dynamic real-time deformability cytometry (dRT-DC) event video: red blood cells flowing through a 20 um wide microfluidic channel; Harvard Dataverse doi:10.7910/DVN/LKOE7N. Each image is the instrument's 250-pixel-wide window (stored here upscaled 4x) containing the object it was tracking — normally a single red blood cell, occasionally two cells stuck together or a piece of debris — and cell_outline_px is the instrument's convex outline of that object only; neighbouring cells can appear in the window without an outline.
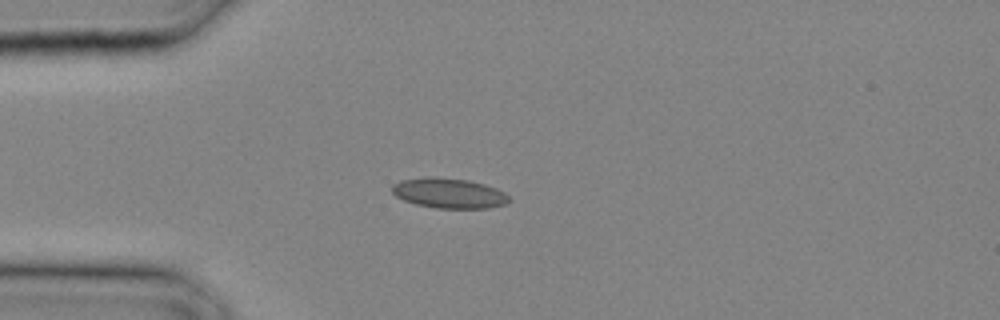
{"species": "common noctule bat (a hibernating species)", "species_latin": "Nyctalus noctula", "temperature_condition": "cold", "stored_images_in_passage": 8, "camera_frame_rate_fps": 3000, "um_per_image_px": 0.085, "animal": {"sex": "male", "body_mass_g": 20.4}, "frame": {"image": 1, "passage_image": 1, "time_ms": 0.0, "image_size_px": [1000, 320], "cell_outline_px": [[512, 200], [508, 204], [488, 208], [436, 208], [416, 204], [404, 200], [396, 196], [392, 192], [392, 184], [400, 180], [468, 180], [484, 184], [496, 188], [504, 192]], "centroid_in_image_um": [38.25, 16.48], "position_along_channel_um": 46.8, "area_um2": 19.65}}
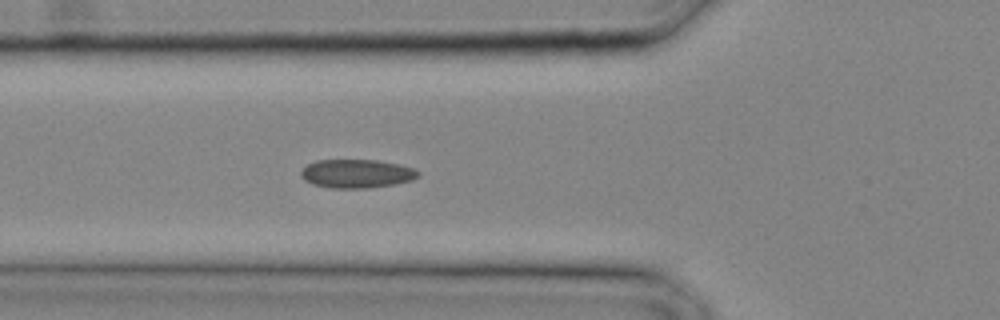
{"frame": {"image": 2, "passage_image": 4, "time_ms": 1.0, "image_size_px": [1000, 320], "cell_outline_px": [[420, 176], [412, 180], [392, 184], [364, 188], [332, 188], [312, 184], [304, 180], [300, 176], [300, 172], [308, 164], [316, 160], [376, 160], [400, 164], [412, 168], [420, 172]], "centroid_in_image_um": [30.3, 14.75], "position_along_channel_um": 95.5, "area_um2": 19.48}}
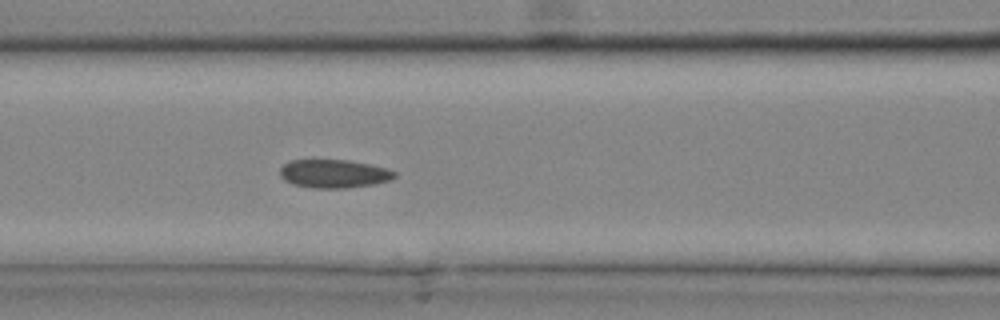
{"frame": {"image": 3, "passage_image": 6, "time_ms": 1.667, "image_size_px": [1000, 320], "cell_outline_px": [[396, 176], [392, 180], [372, 184], [348, 188], [312, 188], [292, 184], [284, 180], [280, 176], [280, 168], [288, 160], [348, 160], [388, 168], [396, 172]], "centroid_in_image_um": [28.37, 14.77], "position_along_channel_um": 138.2, "area_um2": 19.07}}